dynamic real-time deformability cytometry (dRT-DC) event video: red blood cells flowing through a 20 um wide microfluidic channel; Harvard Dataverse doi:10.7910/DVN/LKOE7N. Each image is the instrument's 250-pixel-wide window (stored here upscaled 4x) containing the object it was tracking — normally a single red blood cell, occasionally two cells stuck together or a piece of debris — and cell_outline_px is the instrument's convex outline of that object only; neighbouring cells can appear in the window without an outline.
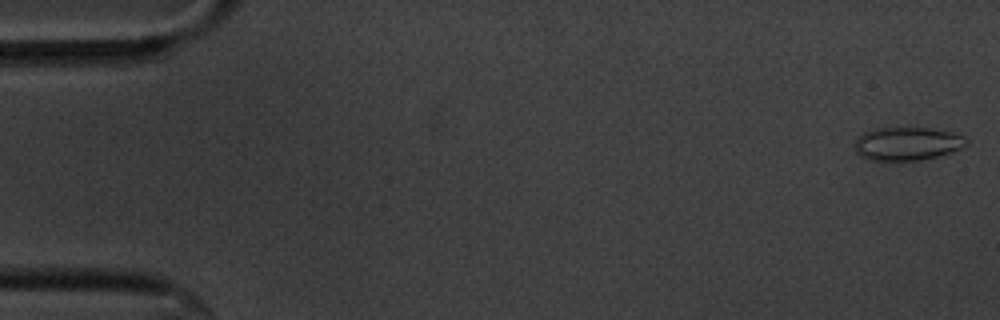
{"species": "common noctule bat (a hibernating species)", "species_latin": "Nyctalus noctula", "temperature_condition": "cold", "stored_images_in_passage": 57, "camera_frame_rate_fps": 3000, "um_per_image_px": 0.085, "animal": {"sex": "male", "body_mass_g": 20.1, "forearm_length_mm": 53.5}, "frame": {"image": 1, "passage_image": 1, "time_ms": 0.0, "image_size_px": [1000, 320], "cell_outline_px": [[968, 144], [952, 152], [920, 160], [868, 160], [860, 156], [856, 152], [856, 140], [864, 132], [872, 128], [928, 128], [948, 132], [964, 136], [968, 140]], "centroid_in_image_um": [77.1, 12.21], "position_along_channel_um": 7.9, "area_um2": 21.44}}
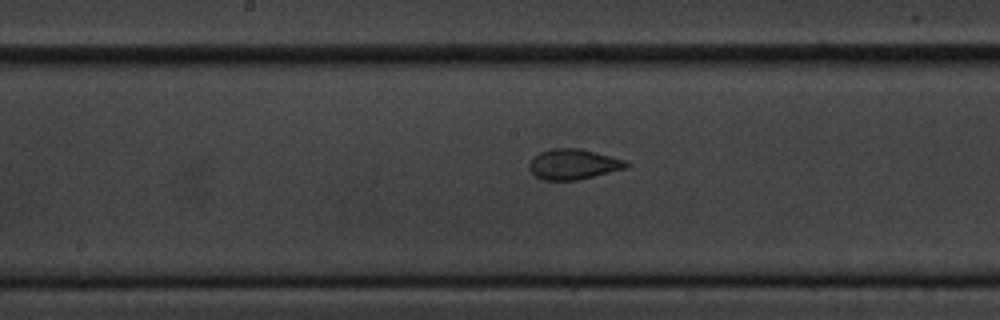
{"frame": {"image": 2, "passage_image": 29, "time_ms": 9.333, "image_size_px": [1000, 320], "cell_outline_px": [[632, 164], [624, 168], [576, 180], [544, 180], [536, 176], [528, 168], [528, 164], [532, 156], [540, 152], [552, 148], [580, 148], [628, 160]], "centroid_in_image_um": [48.72, 13.94], "position_along_channel_um": 199.5, "area_um2": 17.22}}
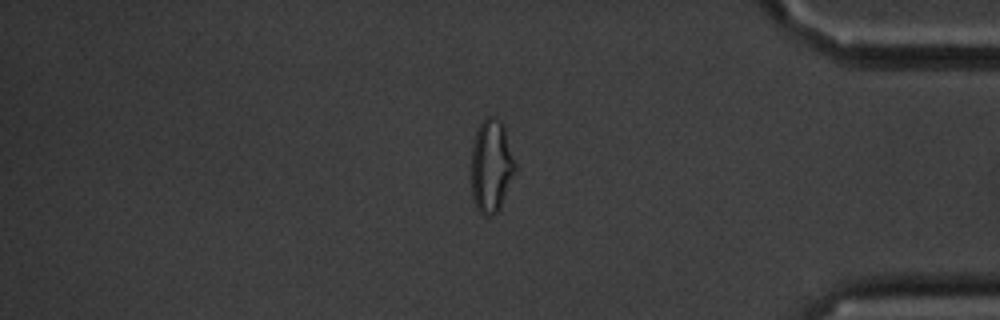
{"frame": {"image": 3, "passage_image": 48, "time_ms": 15.667, "image_size_px": [1000, 320], "cell_outline_px": [[516, 172], [500, 208], [496, 212], [488, 216], [484, 216], [476, 208], [472, 196], [472, 144], [476, 132], [480, 124], [488, 116], [492, 116], [500, 120], [504, 124], [516, 164]], "centroid_in_image_um": [41.78, 14.11], "position_along_channel_um": 393.4, "area_um2": 23.93}}